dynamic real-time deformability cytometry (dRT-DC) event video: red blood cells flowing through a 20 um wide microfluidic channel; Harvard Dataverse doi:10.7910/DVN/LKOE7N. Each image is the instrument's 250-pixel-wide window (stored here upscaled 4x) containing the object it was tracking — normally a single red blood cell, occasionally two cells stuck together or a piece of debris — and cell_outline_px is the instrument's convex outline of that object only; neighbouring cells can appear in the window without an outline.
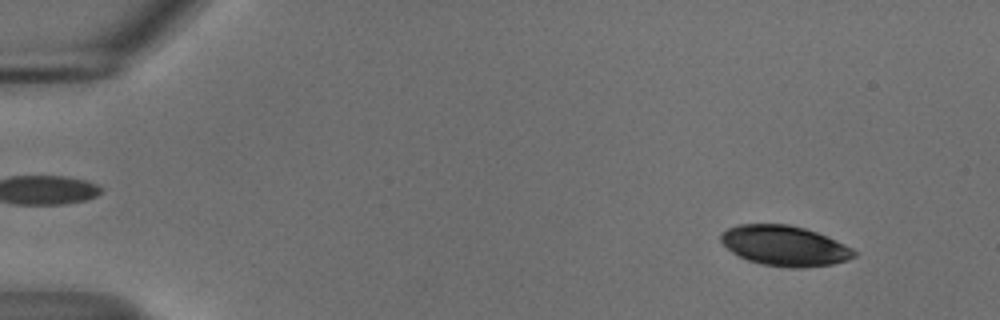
{"species": "common noctule bat (a hibernating species)", "species_latin": "Nyctalus noctula", "temperature_condition": "cold", "stored_images_in_passage": 54, "camera_frame_rate_fps": 3000, "um_per_image_px": 0.085, "animal": {"sex": "male", "body_mass_g": 18.8}, "frame": {"image": 1, "passage_image": 5, "time_ms": 1.333, "image_size_px": [1000, 320], "cell_outline_px": [[856, 256], [848, 260], [832, 264], [804, 268], [788, 268], [764, 264], [748, 260], [732, 252], [720, 240], [720, 232], [728, 228], [740, 224], [788, 224], [804, 228], [816, 232], [836, 240], [852, 248], [856, 252]], "centroid_in_image_um": [66.7, 20.89], "position_along_channel_um": 18.3, "area_um2": 31.15}}
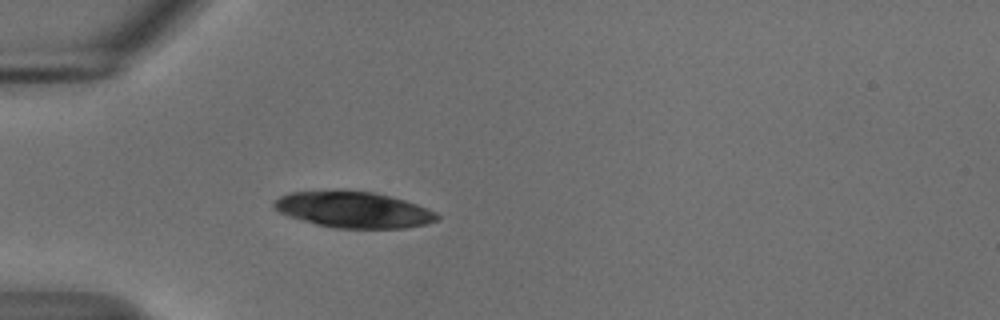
{"frame": {"image": 2, "passage_image": 16, "time_ms": 5.0, "image_size_px": [1000, 320], "cell_outline_px": [[440, 216], [436, 220], [428, 224], [404, 228], [336, 228], [316, 224], [288, 216], [272, 208], [272, 204], [280, 196], [288, 192], [344, 188], [376, 192], [404, 200], [428, 208], [436, 212]], "centroid_in_image_um": [30.02, 17.79], "position_along_channel_um": 55.0, "area_um2": 35.08}}